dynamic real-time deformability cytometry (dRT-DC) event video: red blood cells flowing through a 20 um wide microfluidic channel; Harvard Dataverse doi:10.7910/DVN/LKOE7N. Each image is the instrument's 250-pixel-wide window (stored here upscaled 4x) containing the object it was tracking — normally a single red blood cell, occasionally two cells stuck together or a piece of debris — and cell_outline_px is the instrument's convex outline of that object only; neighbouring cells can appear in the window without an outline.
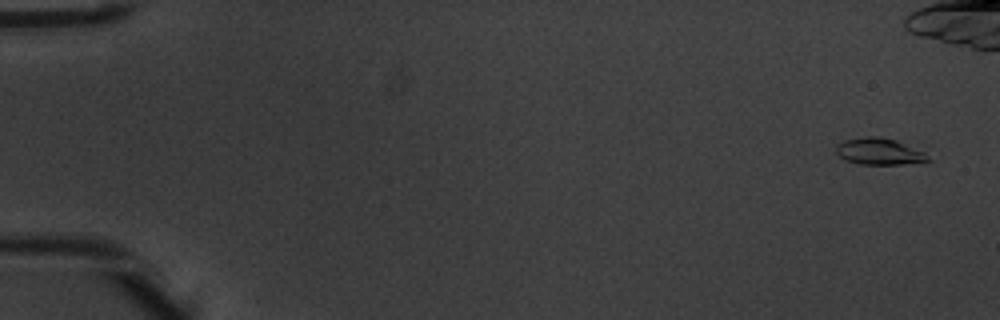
{"species": "common noctule bat (a hibernating species)", "species_latin": "Nyctalus noctula", "temperature_condition": "warm", "stored_images_in_passage": 4, "camera_frame_rate_fps": 3000, "um_per_image_px": 0.085, "animal": {"sex": "male", "body_mass_g": 20.1, "forearm_length_mm": 53.5}, "frame": {"image": 1, "passage_image": 1, "time_ms": 0.0, "image_size_px": [1000, 320], "cell_outline_px": [[932, 160], [904, 164], [860, 164], [848, 160], [840, 156], [836, 152], [836, 148], [844, 140], [868, 136], [880, 136], [928, 144]], "centroid_in_image_um": [75.08, 12.82], "position_along_channel_um": 9.9, "area_um2": 15.55}}